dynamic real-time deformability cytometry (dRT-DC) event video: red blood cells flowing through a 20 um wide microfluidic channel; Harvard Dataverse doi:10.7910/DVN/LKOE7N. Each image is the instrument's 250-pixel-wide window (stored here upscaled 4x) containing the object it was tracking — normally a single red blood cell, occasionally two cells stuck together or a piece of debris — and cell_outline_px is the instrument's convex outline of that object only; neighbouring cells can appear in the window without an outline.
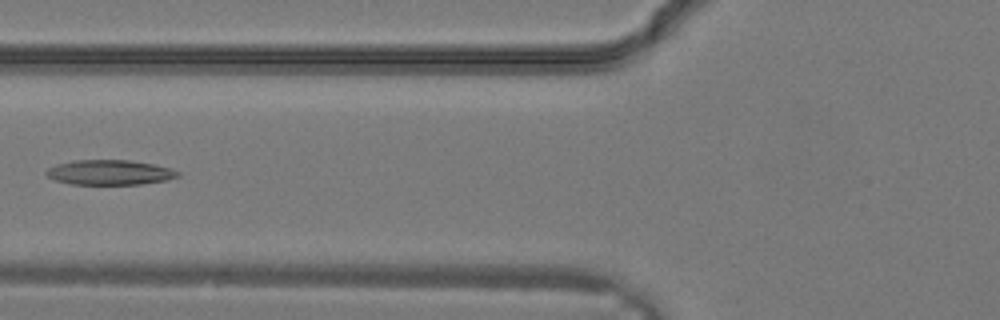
{"species": "common noctule bat (a hibernating species)", "species_latin": "Nyctalus noctula", "temperature_condition": "warm", "stored_images_in_passage": 7, "camera_frame_rate_fps": 3000, "um_per_image_px": 0.085, "animal": {"sex": "male", "body_mass_g": 19.2, "forearm_length_mm": 51.8}, "frame": {"image": 1, "passage_image": 4, "time_ms": 1.0, "image_size_px": [1000, 320], "cell_outline_px": [[180, 176], [168, 180], [140, 184], [72, 184], [56, 180], [48, 176], [44, 172], [48, 168], [56, 164], [76, 160], [128, 160], [152, 164], [172, 168], [180, 172]], "centroid_in_image_um": [9.35, 14.65], "position_along_channel_um": 116.4, "area_um2": 19.07}}
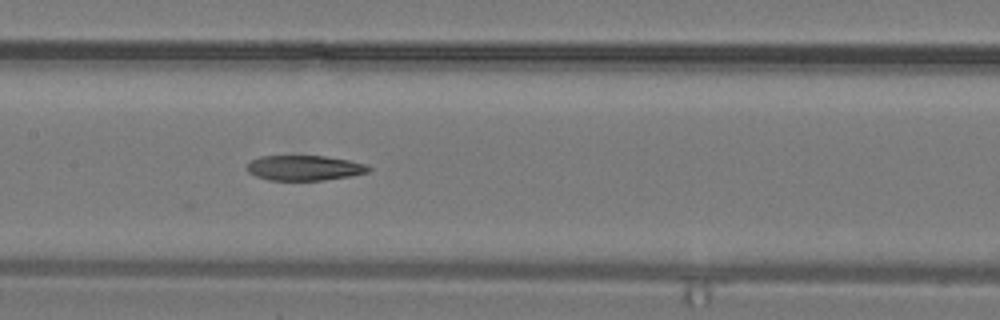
{"frame": {"image": 2, "passage_image": 7, "time_ms": 2.0, "image_size_px": [1000, 320], "cell_outline_px": [[372, 168], [368, 172], [352, 176], [324, 180], [268, 180], [256, 176], [248, 172], [244, 168], [252, 160], [260, 156], [324, 156], [348, 160], [364, 164]], "centroid_in_image_um": [25.85, 14.28], "position_along_channel_um": 181.5, "area_um2": 17.8}}